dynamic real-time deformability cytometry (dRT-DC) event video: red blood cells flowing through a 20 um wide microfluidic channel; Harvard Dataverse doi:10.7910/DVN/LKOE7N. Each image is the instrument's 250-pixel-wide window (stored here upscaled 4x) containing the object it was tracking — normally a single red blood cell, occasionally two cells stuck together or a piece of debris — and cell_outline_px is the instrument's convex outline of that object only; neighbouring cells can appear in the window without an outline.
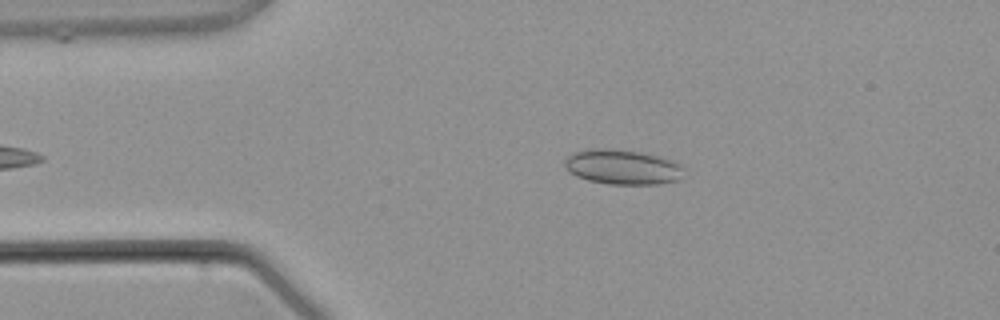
{"species": "common noctule bat (a hibernating species)", "species_latin": "Nyctalus noctula", "temperature_condition": "warm", "stored_images_in_passage": 6, "camera_frame_rate_fps": 3000, "um_per_image_px": 0.085, "animal": {"sex": "male", "body_mass_g": 21.5, "forearm_length_mm": 52.0}, "frame": {"image": 1, "passage_image": 3, "time_ms": 3.0, "image_size_px": [1000, 320], "cell_outline_px": [[680, 180], [660, 184], [608, 184], [588, 180], [576, 176], [568, 172], [564, 164], [564, 160], [572, 152], [592, 148], [604, 148], [640, 152], [656, 156], [680, 164]], "centroid_in_image_um": [52.82, 14.2], "position_along_channel_um": 32.2, "area_um2": 23.99}}
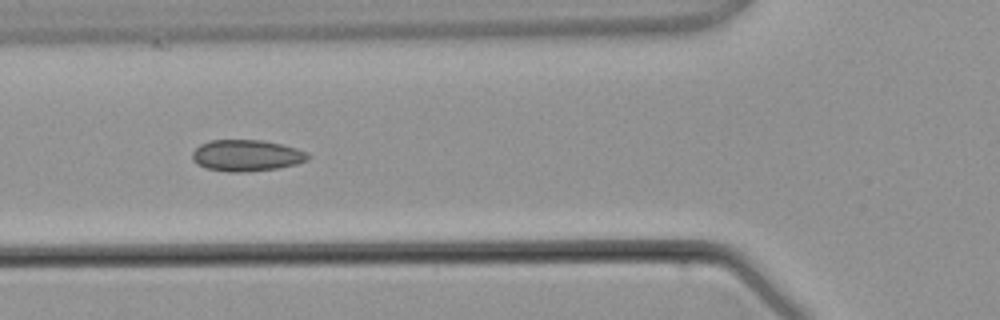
{"frame": {"image": 2, "passage_image": 5, "time_ms": 5.333, "image_size_px": [1000, 320], "cell_outline_px": [[308, 160], [296, 164], [276, 168], [244, 172], [228, 172], [208, 168], [196, 164], [192, 160], [192, 152], [200, 144], [212, 140], [260, 140], [280, 144], [296, 148], [308, 152]], "centroid_in_image_um": [20.93, 13.22], "position_along_channel_um": 104.9, "area_um2": 21.04}}